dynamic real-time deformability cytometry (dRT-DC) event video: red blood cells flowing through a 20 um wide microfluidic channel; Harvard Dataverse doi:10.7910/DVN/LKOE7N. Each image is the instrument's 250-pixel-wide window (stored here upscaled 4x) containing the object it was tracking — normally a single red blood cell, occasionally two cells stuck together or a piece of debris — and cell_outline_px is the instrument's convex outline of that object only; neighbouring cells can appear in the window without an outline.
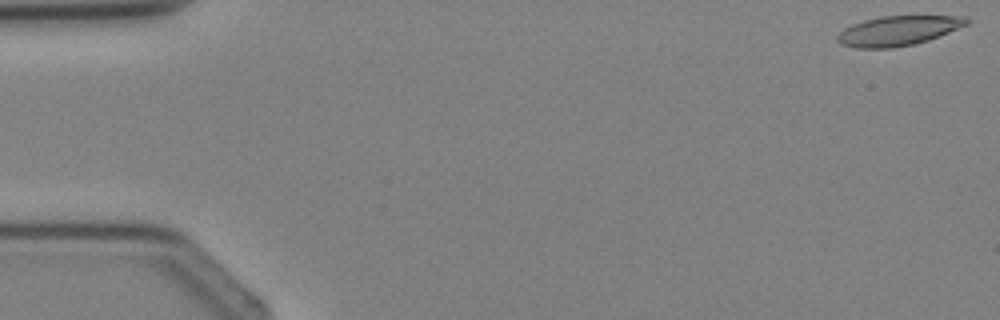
{"species": "Egyptian fruit bat (a non-hibernating species)", "species_latin": "Rousettus aegyptiacus", "temperature_condition": "cold", "stored_images_in_passage": 4, "camera_frame_rate_fps": 3000, "um_per_image_px": 0.085, "animal": {"sex": "female"}, "frame": {"image": 1, "passage_image": 1, "time_ms": 0.0, "image_size_px": [1000, 320], "cell_outline_px": [[972, 20], [968, 24], [928, 40], [912, 44], [892, 48], [856, 48], [840, 44], [836, 40], [836, 36], [844, 28], [852, 24], [864, 20], [880, 16], [960, 16]], "centroid_in_image_um": [76.3, 2.61], "position_along_channel_um": 8.7, "area_um2": 22.25}}
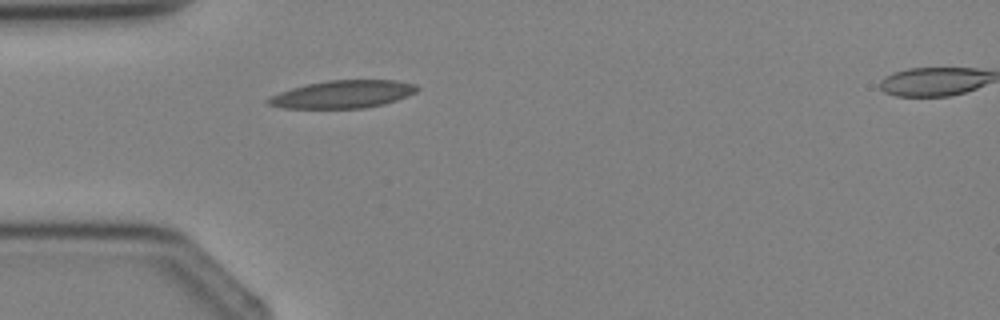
{"frame": {"image": 2, "passage_image": 3, "time_ms": 3.333, "image_size_px": [1000, 320], "cell_outline_px": [[420, 88], [416, 92], [408, 96], [384, 104], [364, 108], [284, 108], [268, 104], [264, 100], [268, 96], [292, 88], [308, 84], [328, 80], [396, 80], [416, 84]], "centroid_in_image_um": [29.14, 8.01], "position_along_channel_um": 55.9, "area_um2": 24.1}}